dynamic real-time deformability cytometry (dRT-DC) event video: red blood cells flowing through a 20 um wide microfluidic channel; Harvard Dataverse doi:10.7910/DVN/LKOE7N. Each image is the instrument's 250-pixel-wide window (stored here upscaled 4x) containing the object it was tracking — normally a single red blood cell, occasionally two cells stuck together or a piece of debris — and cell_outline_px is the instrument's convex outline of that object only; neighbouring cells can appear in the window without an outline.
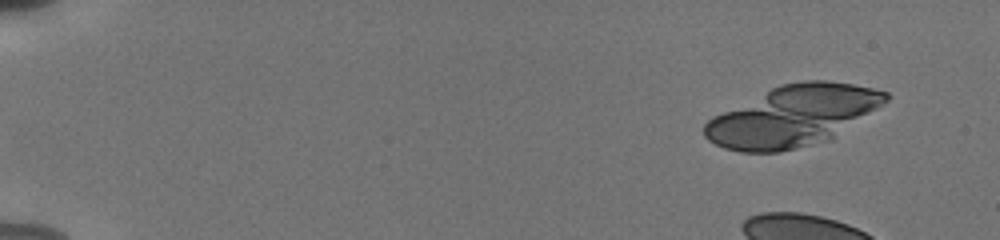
{"species": "human", "species_latin": "Homo sapiens", "temperature_condition": "cold", "stored_images_in_passage": 46, "segment_of_instrument_passage": [1, 2], "camera_frame_rate_fps": 3000, "um_per_image_px": 0.085, "donor": {"sex": "male"}, "frame": {"image": 1, "passage_image": 5, "time_ms": 1.333, "image_size_px": [1000, 240], "cell_outline_px": [[892, 96], [884, 104], [828, 140], [780, 152], [740, 152], [724, 148], [708, 140], [704, 136], [704, 124], [712, 116], [780, 84], [804, 80], [824, 80], [852, 84], [872, 88], [888, 92]], "centroid_in_image_um": [67.38, 9.85], "position_along_channel_um": 17.6, "area_um2": 63.7}}